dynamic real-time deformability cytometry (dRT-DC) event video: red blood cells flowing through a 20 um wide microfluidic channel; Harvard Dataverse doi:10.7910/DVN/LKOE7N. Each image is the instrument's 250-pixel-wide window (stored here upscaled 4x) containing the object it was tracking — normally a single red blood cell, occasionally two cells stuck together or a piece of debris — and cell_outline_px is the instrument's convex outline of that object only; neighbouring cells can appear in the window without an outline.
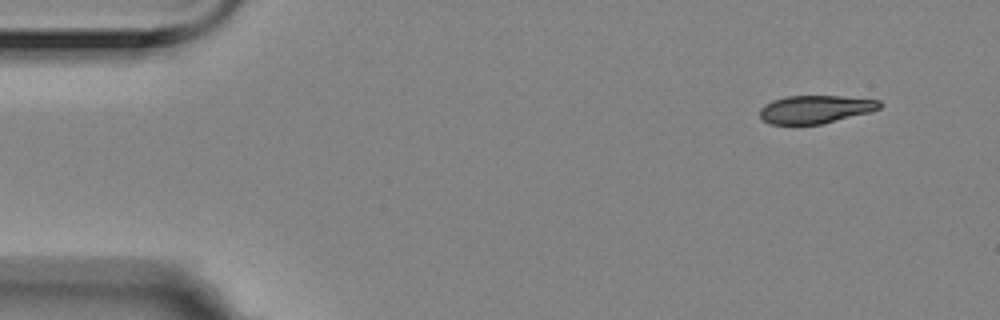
{"species": "Egyptian fruit bat (a non-hibernating species)", "species_latin": "Rousettus aegyptiacus", "temperature_condition": "room temperature", "stored_images_in_passage": 4, "camera_frame_rate_fps": 3000, "um_per_image_px": 0.085, "animal": {"sex": "female"}, "frame": {"image": 1, "passage_image": 1, "time_ms": 0.0, "image_size_px": [1000, 320], "cell_outline_px": [[884, 104], [880, 108], [868, 112], [820, 124], [768, 124], [760, 116], [760, 108], [764, 104], [772, 100], [784, 96], [840, 96], [880, 100]], "centroid_in_image_um": [69.28, 9.28], "position_along_channel_um": 15.7, "area_um2": 19.48}}
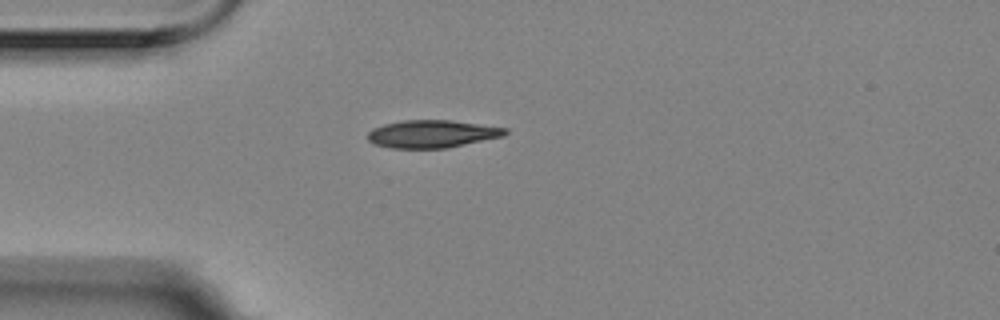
{"frame": {"image": 2, "passage_image": 4, "time_ms": 1.0, "image_size_px": [1000, 320], "cell_outline_px": [[508, 132], [504, 136], [448, 148], [392, 148], [372, 144], [368, 140], [368, 132], [372, 128], [384, 124], [404, 120], [452, 120], [508, 128]], "centroid_in_image_um": [36.73, 11.38], "position_along_channel_um": 48.3, "area_um2": 22.31}}